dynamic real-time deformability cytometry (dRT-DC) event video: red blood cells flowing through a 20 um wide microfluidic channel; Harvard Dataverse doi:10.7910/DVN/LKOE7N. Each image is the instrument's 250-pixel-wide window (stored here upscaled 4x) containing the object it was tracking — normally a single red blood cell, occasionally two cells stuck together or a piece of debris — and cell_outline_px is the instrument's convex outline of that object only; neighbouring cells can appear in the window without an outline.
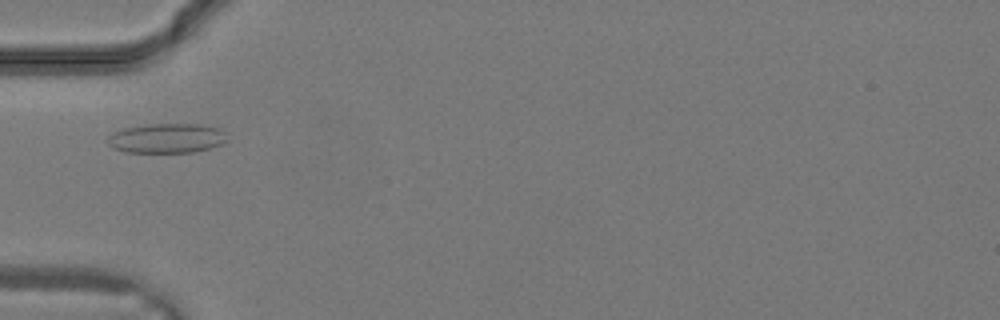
{"species": "common noctule bat (a hibernating species)", "species_latin": "Nyctalus noctula", "temperature_condition": "warm", "stored_images_in_passage": 28, "camera_frame_rate_fps": 3000, "um_per_image_px": 0.085, "animal": {"sex": "male", "body_mass_g": 19.2, "forearm_length_mm": 51.8}, "frame": {"image": 1, "passage_image": 7, "time_ms": 2.0, "image_size_px": [1000, 320], "cell_outline_px": [[224, 140], [220, 144], [208, 148], [192, 152], [128, 152], [112, 148], [104, 140], [112, 132], [124, 128], [148, 124], [200, 124], [220, 128], [224, 132]], "centroid_in_image_um": [14.09, 11.74], "position_along_channel_um": 70.9, "area_um2": 20.52}}
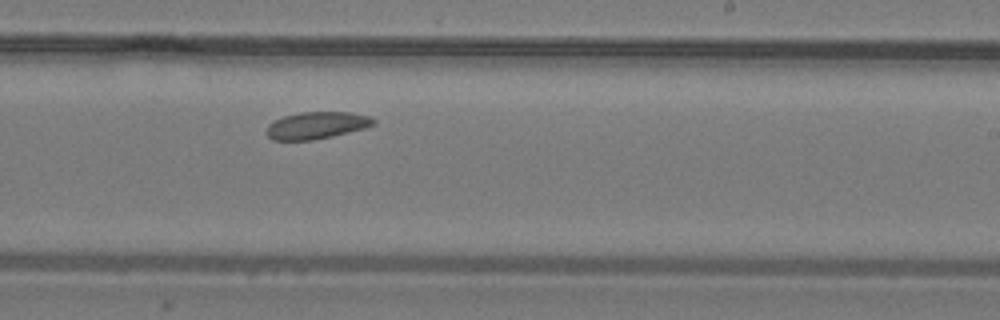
{"frame": {"image": 2, "passage_image": 16, "time_ms": 5.0, "image_size_px": [1000, 320], "cell_outline_px": [[376, 124], [364, 128], [332, 136], [312, 140], [272, 140], [268, 136], [268, 124], [284, 116], [300, 112], [348, 112], [372, 116], [376, 120]], "centroid_in_image_um": [26.95, 10.65], "position_along_channel_um": 262.0, "area_um2": 16.76}}
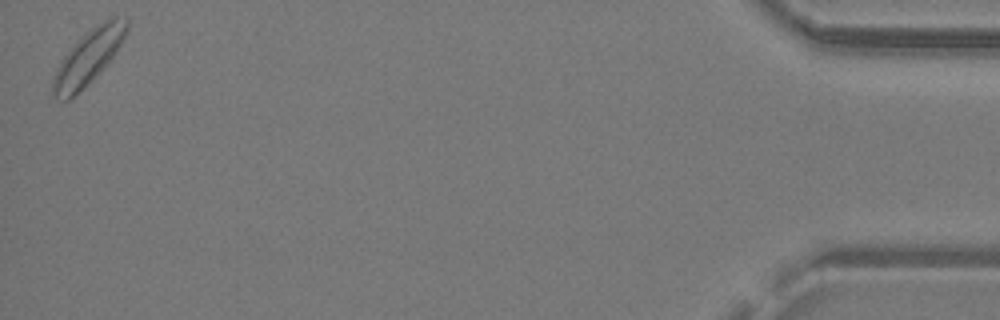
{"frame": {"image": 3, "passage_image": 28, "time_ms": 9.0, "image_size_px": [1000, 320], "cell_outline_px": [[128, 32], [112, 56], [68, 100], [64, 100], [52, 96], [52, 76], [60, 60], [88, 32], [104, 20], [116, 16], [128, 20]], "centroid_in_image_um": [7.48, 4.83], "position_along_channel_um": 427.7, "area_um2": 21.91}}